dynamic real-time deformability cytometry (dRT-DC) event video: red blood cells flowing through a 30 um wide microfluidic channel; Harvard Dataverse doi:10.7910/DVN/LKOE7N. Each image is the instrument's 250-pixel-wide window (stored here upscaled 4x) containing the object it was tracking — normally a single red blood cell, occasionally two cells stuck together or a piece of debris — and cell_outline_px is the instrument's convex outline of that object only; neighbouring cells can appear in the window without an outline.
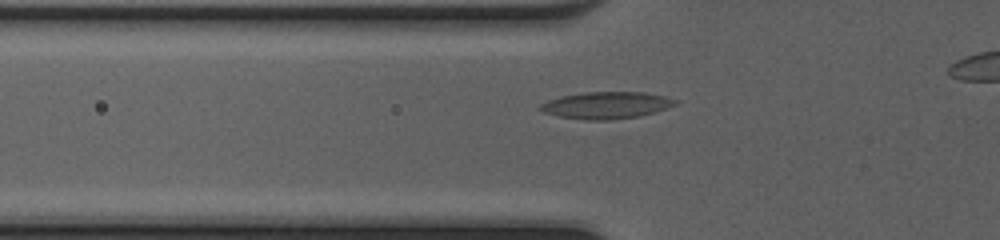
{"species": "common noctule bat (a hibernating species)", "species_latin": "Nyctalus noctula", "temperature_condition": "cold", "stored_images_in_passage": 34, "camera_frame_rate_fps": 3000, "um_per_image_px": 0.085, "animal": {"sex": "female", "body_mass_g": 20.0, "forearm_length_mm": 54.0}, "frame": {"image": 1, "passage_image": 8, "time_ms": 2.333, "image_size_px": [1000, 240], "cell_outline_px": [[680, 100], [676, 104], [668, 108], [656, 112], [640, 116], [608, 120], [584, 120], [560, 116], [544, 112], [536, 108], [540, 104], [548, 100], [560, 96], [584, 92], [644, 92], [664, 96]], "centroid_in_image_um": [51.55, 8.94], "position_along_channel_um": 74.2, "area_um2": 21.33}}
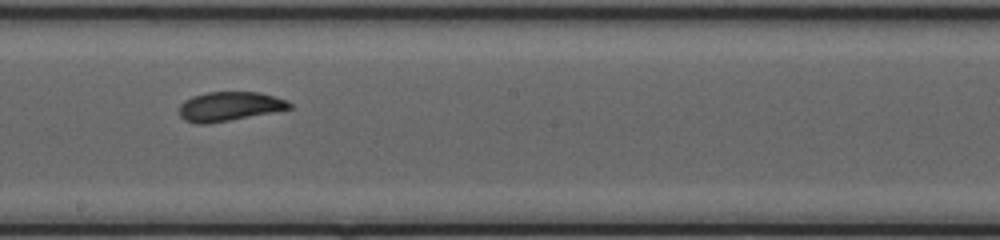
{"frame": {"image": 2, "passage_image": 19, "time_ms": 6.0, "image_size_px": [1000, 240], "cell_outline_px": [[292, 108], [272, 112], [208, 124], [196, 124], [184, 120], [180, 116], [180, 104], [184, 100], [192, 96], [208, 92], [260, 92], [276, 96], [292, 104]], "centroid_in_image_um": [19.47, 9.04], "position_along_channel_um": 228.7, "area_um2": 18.73}}
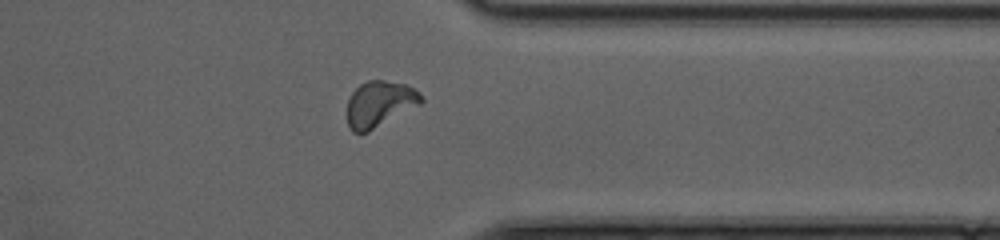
{"frame": {"image": 3, "passage_image": 30, "time_ms": 9.667, "image_size_px": [1000, 240], "cell_outline_px": [[424, 100], [420, 104], [368, 132], [352, 132], [348, 128], [348, 100], [352, 92], [360, 84], [368, 80], [384, 80], [404, 84], [420, 92]], "centroid_in_image_um": [32.25, 8.83], "position_along_channel_um": 379.1, "area_um2": 19.65}}